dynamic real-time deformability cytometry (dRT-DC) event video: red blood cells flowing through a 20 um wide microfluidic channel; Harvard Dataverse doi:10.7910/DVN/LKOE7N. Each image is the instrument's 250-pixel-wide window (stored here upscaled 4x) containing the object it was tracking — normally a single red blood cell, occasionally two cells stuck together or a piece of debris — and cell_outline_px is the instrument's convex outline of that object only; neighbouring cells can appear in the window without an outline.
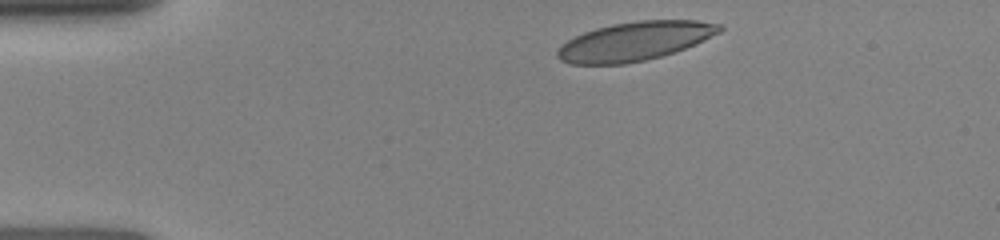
{"species": "human", "species_latin": "Homo sapiens", "temperature_condition": "room temperature", "stored_images_in_passage": 24, "camera_frame_rate_fps": 3000, "um_per_image_px": 0.085, "donor": {"sex": "female"}, "frame": {"image": 1, "passage_image": 1, "time_ms": 0.0, "image_size_px": [1000, 240], "cell_outline_px": [[724, 28], [720, 32], [696, 44], [660, 56], [644, 60], [624, 64], [572, 64], [560, 60], [556, 56], [556, 52], [568, 40], [584, 32], [596, 28], [612, 24], [640, 20], [696, 20], [720, 24]], "centroid_in_image_um": [53.97, 3.5], "position_along_channel_um": 31.0, "area_um2": 36.36}}
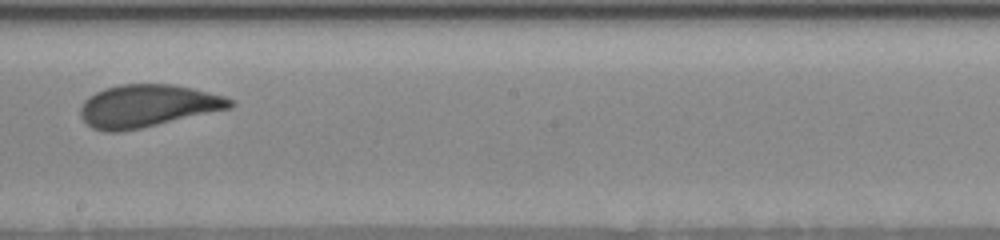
{"frame": {"image": 2, "passage_image": 12, "time_ms": 6.333, "image_size_px": [1000, 240], "cell_outline_px": [[236, 104], [232, 108], [140, 128], [120, 132], [104, 132], [92, 128], [80, 116], [80, 108], [84, 100], [88, 96], [104, 88], [120, 84], [172, 84], [192, 88], [224, 96], [232, 100]], "centroid_in_image_um": [12.52, 9.0], "position_along_channel_um": 235.7, "area_um2": 37.11}}
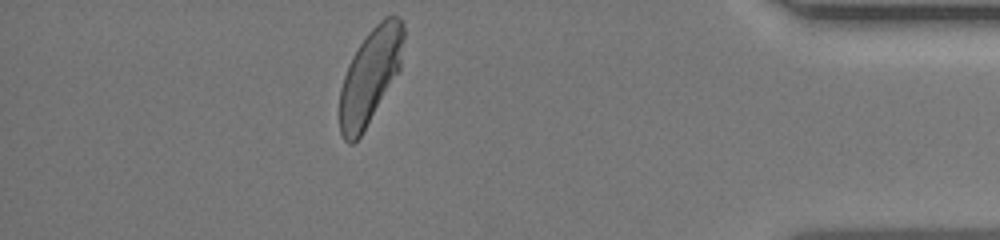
{"frame": {"image": 3, "passage_image": 21, "time_ms": 11.333, "image_size_px": [1000, 240], "cell_outline_px": [[404, 36], [400, 68], [360, 136], [352, 144], [348, 144], [344, 140], [340, 132], [340, 88], [348, 64], [352, 56], [368, 32], [384, 16], [396, 16], [404, 20]], "centroid_in_image_um": [31.46, 6.42], "position_along_channel_um": 403.7, "area_um2": 34.85}}